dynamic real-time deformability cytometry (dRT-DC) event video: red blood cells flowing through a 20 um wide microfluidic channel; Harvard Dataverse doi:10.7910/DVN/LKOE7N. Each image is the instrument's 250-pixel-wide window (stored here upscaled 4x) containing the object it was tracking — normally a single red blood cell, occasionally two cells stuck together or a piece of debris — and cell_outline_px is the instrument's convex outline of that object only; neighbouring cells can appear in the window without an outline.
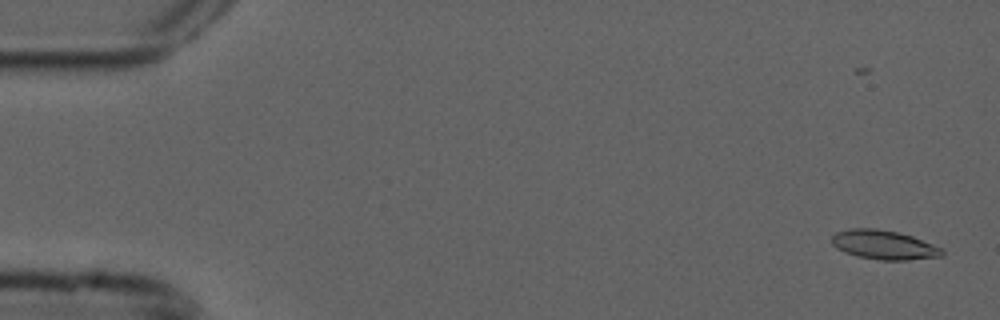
{"species": "common noctule bat (a hibernating species)", "species_latin": "Nyctalus noctula", "temperature_condition": "cold", "stored_images_in_passage": 54, "camera_frame_rate_fps": 3000, "um_per_image_px": 0.085, "animal": {"sex": "male", "forearm_length_mm": 52.5}, "frame": {"image": 1, "passage_image": 2, "time_ms": 0.333, "image_size_px": [1000, 320], "cell_outline_px": [[944, 256], [908, 260], [880, 260], [856, 256], [844, 252], [836, 248], [832, 244], [832, 236], [836, 232], [852, 228], [876, 228], [896, 232], [912, 236], [944, 248]], "centroid_in_image_um": [75.15, 20.82], "position_along_channel_um": 9.9, "area_um2": 18.9}}
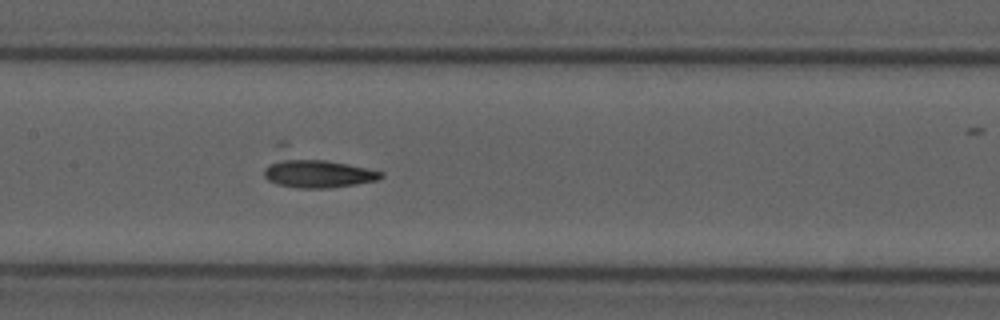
{"frame": {"image": 2, "passage_image": 26, "time_ms": 8.333, "image_size_px": [1000, 320], "cell_outline_px": [[384, 176], [380, 180], [356, 184], [328, 188], [296, 188], [276, 184], [268, 180], [264, 176], [264, 168], [276, 144], [280, 140], [284, 140], [384, 172]], "centroid_in_image_um": [26.71, 14.33], "position_along_channel_um": 180.7, "area_um2": 25.95}}
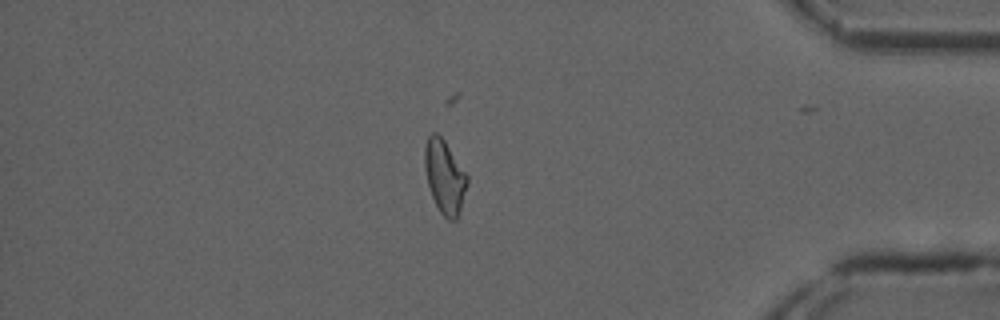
{"frame": {"image": 3, "passage_image": 46, "time_ms": 15.0, "image_size_px": [1000, 320], "cell_outline_px": [[468, 184], [456, 220], [448, 220], [440, 212], [432, 196], [428, 184], [424, 168], [424, 148], [428, 136], [432, 132], [436, 132], [444, 140], [468, 176]], "centroid_in_image_um": [37.78, 15.0], "position_along_channel_um": 397.4, "area_um2": 18.03}}